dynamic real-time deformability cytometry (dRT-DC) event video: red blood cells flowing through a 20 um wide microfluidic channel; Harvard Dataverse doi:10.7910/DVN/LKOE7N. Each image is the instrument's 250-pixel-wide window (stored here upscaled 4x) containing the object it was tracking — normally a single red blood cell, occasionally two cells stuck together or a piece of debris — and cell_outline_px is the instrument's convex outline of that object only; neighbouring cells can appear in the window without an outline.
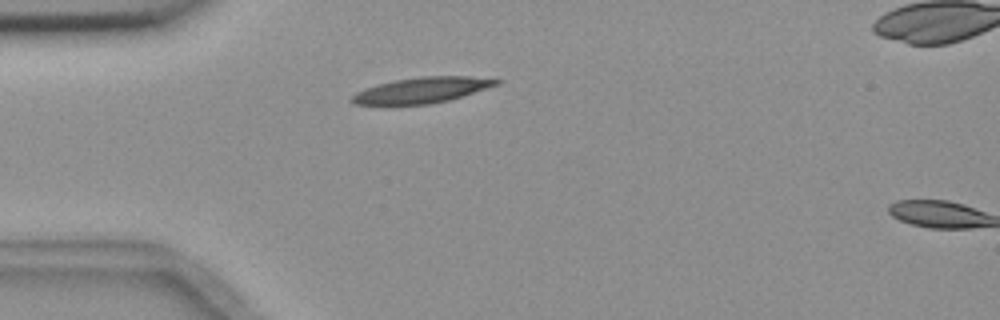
{"species": "common noctule bat (a hibernating species)", "species_latin": "Nyctalus noctula", "temperature_condition": "room temperature", "stored_images_in_passage": 3, "camera_frame_rate_fps": 3000, "um_per_image_px": 0.085, "animal": {"sex": "female", "body_mass_g": 18.4}, "frame": {"image": 1, "passage_image": 2, "time_ms": 2.0, "image_size_px": [1000, 320], "cell_outline_px": [[500, 84], [448, 100], [428, 104], [384, 108], [356, 104], [348, 100], [356, 92], [364, 88], [396, 80], [420, 76], [468, 76], [500, 80]], "centroid_in_image_um": [35.71, 7.71], "position_along_channel_um": 49.3, "area_um2": 22.25}}